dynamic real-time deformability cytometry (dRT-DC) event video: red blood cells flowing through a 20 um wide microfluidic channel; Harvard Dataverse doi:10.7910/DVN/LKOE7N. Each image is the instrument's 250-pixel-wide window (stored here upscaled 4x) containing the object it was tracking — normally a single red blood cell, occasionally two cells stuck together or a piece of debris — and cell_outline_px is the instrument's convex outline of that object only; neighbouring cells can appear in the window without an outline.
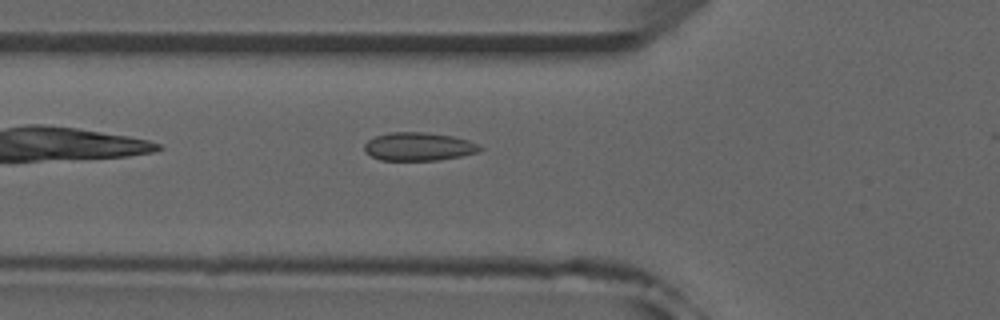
{"species": "common noctule bat (a hibernating species)", "species_latin": "Nyctalus noctula", "temperature_condition": "room temperature", "stored_images_in_passage": 29, "camera_frame_rate_fps": 3000, "um_per_image_px": 0.085, "animal": {"sex": "male", "forearm_length_mm": 52.5}, "frame": {"image": 1, "passage_image": 5, "time_ms": 1.333, "image_size_px": [1000, 320], "cell_outline_px": [[484, 148], [476, 152], [460, 156], [436, 160], [380, 160], [364, 152], [364, 144], [368, 140], [376, 136], [388, 132], [424, 132], [452, 136], [468, 140]], "centroid_in_image_um": [35.54, 12.45], "position_along_channel_um": 90.3, "area_um2": 18.9}}
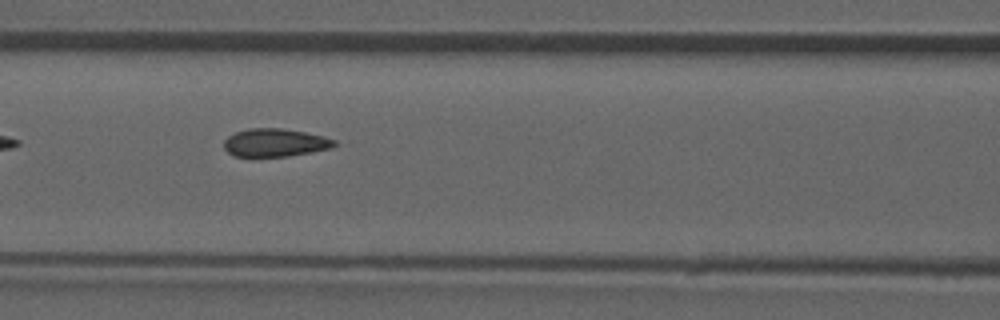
{"frame": {"image": 2, "passage_image": 9, "time_ms": 2.667, "image_size_px": [1000, 320], "cell_outline_px": [[336, 144], [332, 148], [288, 156], [236, 156], [228, 152], [224, 148], [224, 140], [228, 136], [236, 132], [248, 128], [280, 128], [304, 132], [324, 136], [336, 140]], "centroid_in_image_um": [23.38, 12.12], "position_along_channel_um": 143.2, "area_um2": 17.92}}